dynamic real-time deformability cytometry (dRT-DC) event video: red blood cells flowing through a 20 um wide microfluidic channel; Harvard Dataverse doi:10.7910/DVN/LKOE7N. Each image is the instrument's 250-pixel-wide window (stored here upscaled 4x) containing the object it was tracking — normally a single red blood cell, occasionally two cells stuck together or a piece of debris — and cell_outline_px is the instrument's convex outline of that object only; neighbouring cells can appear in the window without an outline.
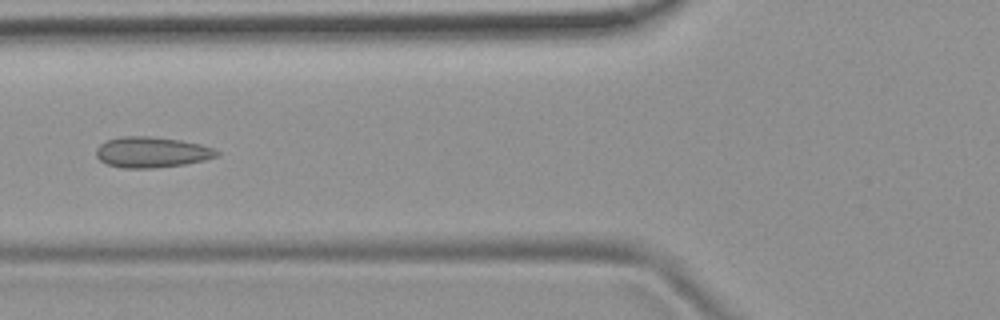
{"species": "common noctule bat (a hibernating species)", "species_latin": "Nyctalus noctula", "temperature_condition": "room temperature", "stored_images_in_passage": 5, "camera_frame_rate_fps": 3000, "um_per_image_px": 0.085, "animal": {"sex": "female", "body_mass_g": 19.9}, "frame": {"image": 1, "passage_image": 4, "time_ms": 4.333, "image_size_px": [1000, 320], "cell_outline_px": [[220, 156], [204, 160], [184, 164], [156, 168], [120, 168], [108, 164], [100, 160], [96, 156], [96, 148], [100, 144], [108, 140], [120, 136], [148, 136], [180, 140], [200, 144], [212, 148], [220, 152]], "centroid_in_image_um": [12.89, 12.94], "position_along_channel_um": 112.9, "area_um2": 21.62}}
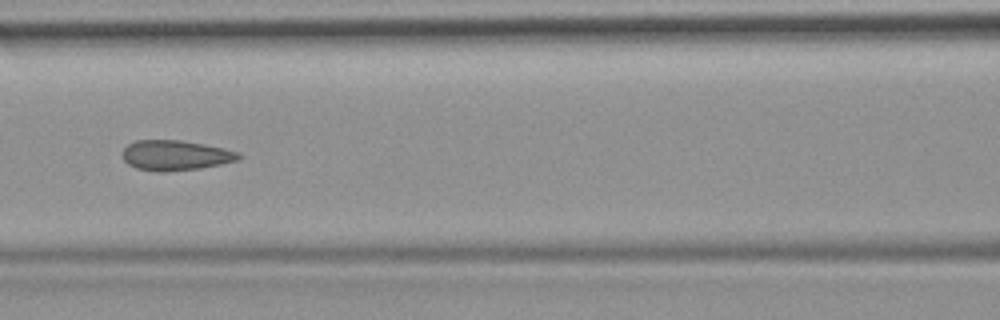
{"frame": {"image": 2, "passage_image": 5, "time_ms": 5.333, "image_size_px": [1000, 320], "cell_outline_px": [[244, 156], [236, 160], [220, 164], [200, 168], [164, 172], [156, 172], [136, 168], [128, 164], [124, 160], [124, 148], [128, 144], [136, 140], [180, 140], [204, 144], [224, 148], [240, 152]], "centroid_in_image_um": [14.93, 13.2], "position_along_channel_um": 151.7, "area_um2": 20.4}}